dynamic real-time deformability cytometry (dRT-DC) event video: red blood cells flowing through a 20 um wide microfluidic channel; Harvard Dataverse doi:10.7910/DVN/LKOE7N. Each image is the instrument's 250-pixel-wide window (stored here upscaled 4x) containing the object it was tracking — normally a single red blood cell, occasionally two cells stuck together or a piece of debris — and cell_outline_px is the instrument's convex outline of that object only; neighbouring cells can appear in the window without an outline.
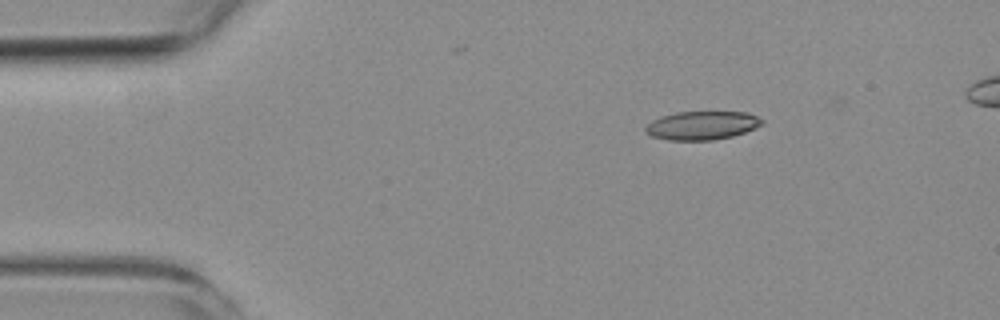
{"species": "common noctule bat (a hibernating species)", "species_latin": "Nyctalus noctula", "temperature_condition": "room temperature", "stored_images_in_passage": 4, "segment_of_instrument_passage": [1, 2], "camera_frame_rate_fps": 3000, "um_per_image_px": 0.085, "animal": {"sex": "female", "body_mass_g": 19.3, "forearm_length_mm": 54.1}, "frame": {"image": 1, "passage_image": 1, "time_ms": 0.0, "image_size_px": [1000, 320], "cell_outline_px": [[764, 124], [744, 132], [732, 136], [712, 140], [668, 140], [652, 136], [644, 132], [644, 128], [652, 120], [676, 112], [748, 112], [764, 120]], "centroid_in_image_um": [59.67, 10.66], "position_along_channel_um": 25.3, "area_um2": 19.31}}